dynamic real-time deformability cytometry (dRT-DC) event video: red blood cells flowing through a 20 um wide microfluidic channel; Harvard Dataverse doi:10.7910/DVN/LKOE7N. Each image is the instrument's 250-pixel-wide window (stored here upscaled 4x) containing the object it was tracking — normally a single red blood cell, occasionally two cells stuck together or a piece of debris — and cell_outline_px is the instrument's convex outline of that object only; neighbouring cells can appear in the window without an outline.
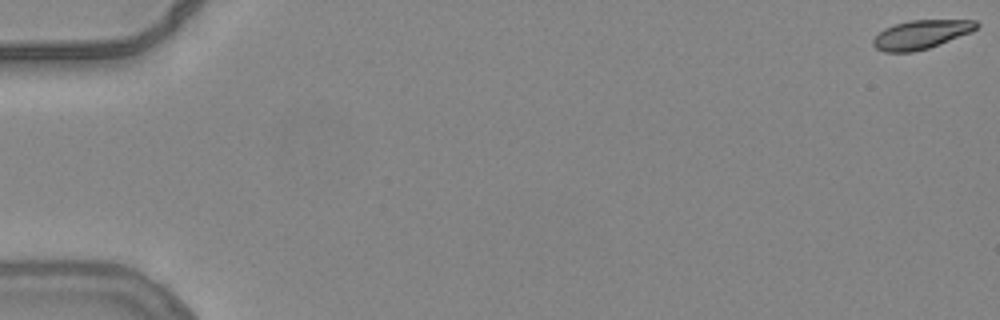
{"species": "common noctule bat (a hibernating species)", "species_latin": "Nyctalus noctula", "temperature_condition": "warm", "stored_images_in_passage": 56, "camera_frame_rate_fps": 3000, "um_per_image_px": 0.085, "animal": {"sex": "female", "body_mass_g": 24.6, "forearm_length_mm": 56.2}, "frame": {"image": 1, "passage_image": 1, "time_ms": 0.0, "image_size_px": [1000, 320], "cell_outline_px": [[980, 24], [972, 32], [928, 48], [912, 52], [884, 52], [876, 48], [872, 44], [872, 40], [884, 28], [908, 20], [976, 20]], "centroid_in_image_um": [78.29, 2.93], "position_along_channel_um": 6.7, "area_um2": 17.28}}
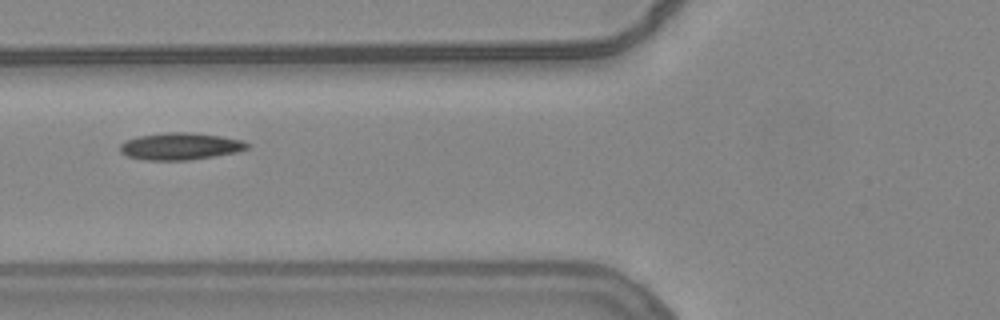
{"frame": {"image": 2, "passage_image": 23, "time_ms": 7.333, "image_size_px": [1000, 320], "cell_outline_px": [[252, 144], [248, 148], [236, 152], [188, 160], [144, 160], [128, 156], [120, 152], [120, 144], [124, 140], [136, 136], [168, 132], [188, 132], [220, 136], [240, 140]], "centroid_in_image_um": [15.28, 12.43], "position_along_channel_um": 110.5, "area_um2": 20.0}}
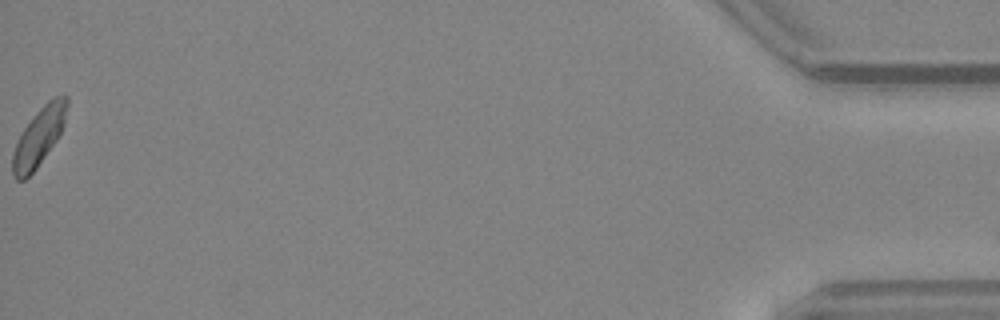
{"frame": {"image": 3, "passage_image": 56, "time_ms": 18.333, "image_size_px": [1000, 320], "cell_outline_px": [[68, 104], [64, 124], [56, 140], [36, 168], [24, 180], [16, 180], [12, 176], [12, 152], [24, 128], [36, 112], [48, 100], [56, 96], [68, 96]], "centroid_in_image_um": [3.29, 11.63], "position_along_channel_um": 431.9, "area_um2": 18.09}, "authors_computed_cell_mechanics": {"area_um2": 18.4382, "velocity_mm_per_s": 3.8167, "shape_relaxation_time_tau1_ms": 5.634, "shape_relaxation_time_tau2_ms": 4.5644, "deformation_change_tau1": 0.1372, "deformation_change_tau2": 0.0917}}